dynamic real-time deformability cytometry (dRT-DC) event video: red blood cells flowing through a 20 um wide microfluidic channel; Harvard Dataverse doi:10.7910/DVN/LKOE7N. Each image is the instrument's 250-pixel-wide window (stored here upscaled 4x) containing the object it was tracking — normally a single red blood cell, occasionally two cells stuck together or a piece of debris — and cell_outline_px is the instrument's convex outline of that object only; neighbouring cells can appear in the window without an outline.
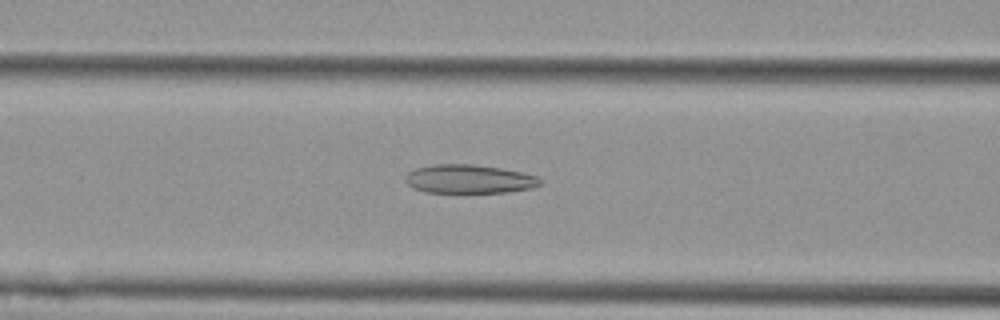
{"species": "Egyptian fruit bat (a non-hibernating species)", "species_latin": "Rousettus aegyptiacus", "temperature_condition": "cold", "stored_images_in_passage": 43, "camera_frame_rate_fps": 3000, "um_per_image_px": 0.085, "animal": {"sex": "female"}, "frame": {"image": 1, "passage_image": 14, "time_ms": 4.333, "image_size_px": [1000, 320], "cell_outline_px": [[544, 180], [540, 184], [532, 188], [508, 192], [424, 192], [412, 188], [404, 180], [404, 176], [408, 172], [416, 168], [432, 164], [472, 164], [500, 168], [524, 172], [536, 176]], "centroid_in_image_um": [39.86, 15.21], "position_along_channel_um": 126.7, "area_um2": 22.72}}
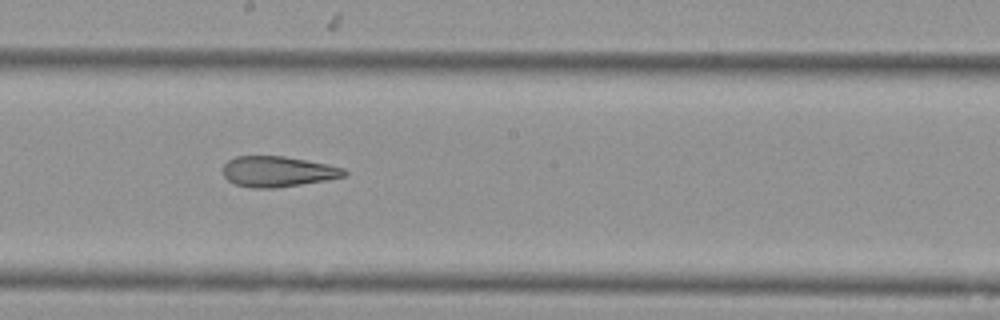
{"frame": {"image": 2, "passage_image": 22, "time_ms": 7.0, "image_size_px": [1000, 320], "cell_outline_px": [[348, 172], [344, 176], [328, 180], [276, 188], [252, 188], [236, 184], [228, 180], [224, 176], [224, 164], [228, 160], [236, 156], [284, 156], [328, 164], [344, 168]], "centroid_in_image_um": [23.63, 14.58], "position_along_channel_um": 224.6, "area_um2": 21.62}}
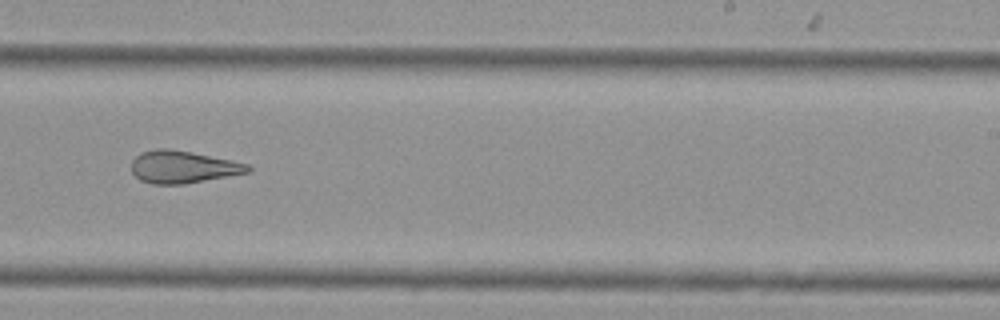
{"frame": {"image": 3, "passage_image": 26, "time_ms": 8.333, "image_size_px": [1000, 320], "cell_outline_px": [[252, 172], [184, 184], [152, 184], [140, 180], [132, 172], [132, 160], [140, 152], [156, 148], [168, 148], [192, 152], [232, 160], [248, 164], [252, 168]], "centroid_in_image_um": [15.56, 14.18], "position_along_channel_um": 273.4, "area_um2": 22.14}, "authors_computed_cell_mechanics": {"area_um2": 24.0448, "velocity_mm_per_s": 3.6816, "shape_relaxation_time_tau1_ms": null, "shape_relaxation_time_tau2_ms": 3.2584, "deformation_change_tau1": null, "deformation_change_tau2": 0.1337}}